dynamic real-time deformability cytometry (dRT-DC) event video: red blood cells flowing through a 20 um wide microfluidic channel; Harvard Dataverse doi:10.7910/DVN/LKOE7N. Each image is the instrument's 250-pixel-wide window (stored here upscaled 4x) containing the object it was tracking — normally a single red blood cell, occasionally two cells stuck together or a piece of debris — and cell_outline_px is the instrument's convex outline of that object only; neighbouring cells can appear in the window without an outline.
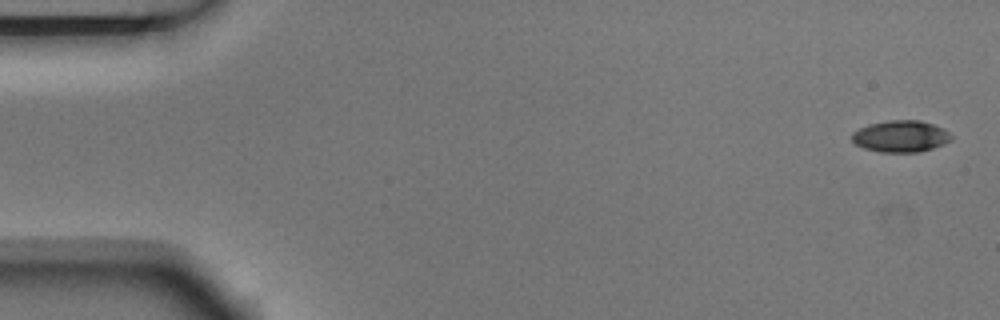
{"species": "Egyptian fruit bat (a non-hibernating species)", "species_latin": "Rousettus aegyptiacus", "temperature_condition": "room temperature", "stored_images_in_passage": 6, "camera_frame_rate_fps": 3000, "um_per_image_px": 0.085, "animal": {"sex": "male"}, "frame": {"image": 1, "passage_image": 1, "time_ms": 0.0, "image_size_px": [1000, 320], "cell_outline_px": [[952, 140], [944, 144], [920, 152], [880, 152], [864, 148], [856, 144], [852, 140], [852, 132], [868, 124], [888, 120], [920, 120], [944, 128], [952, 136]], "centroid_in_image_um": [76.57, 11.58], "position_along_channel_um": 8.4, "area_um2": 18.38}}